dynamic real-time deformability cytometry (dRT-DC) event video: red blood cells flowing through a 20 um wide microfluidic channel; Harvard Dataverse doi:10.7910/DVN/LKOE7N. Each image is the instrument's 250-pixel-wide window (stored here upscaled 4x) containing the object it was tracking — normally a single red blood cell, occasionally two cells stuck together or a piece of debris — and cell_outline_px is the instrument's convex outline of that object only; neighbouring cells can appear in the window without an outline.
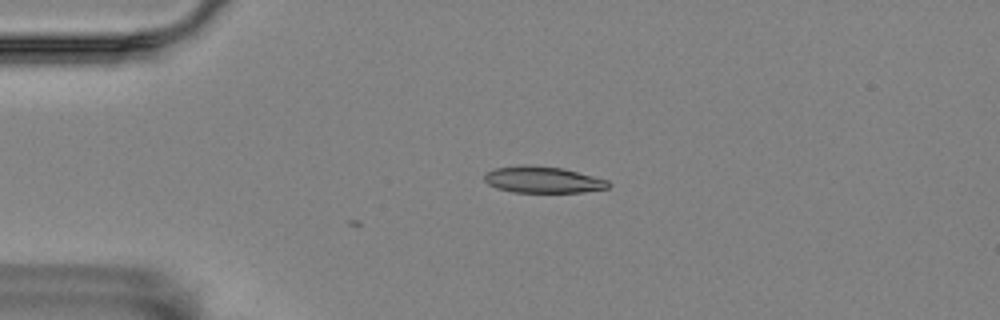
{"species": "Egyptian fruit bat (a non-hibernating species)", "species_latin": "Rousettus aegyptiacus", "temperature_condition": "room temperature", "stored_images_in_passage": 3, "camera_frame_rate_fps": 3000, "um_per_image_px": 0.085, "animal": {"sex": "female"}, "frame": {"image": 1, "passage_image": 3, "time_ms": 0.667, "image_size_px": [1000, 320], "cell_outline_px": [[612, 184], [608, 188], [580, 192], [512, 192], [496, 188], [488, 184], [484, 180], [484, 172], [496, 168], [524, 164], [528, 164], [564, 168], [608, 180]], "centroid_in_image_um": [46.12, 15.26], "position_along_channel_um": 38.9, "area_um2": 19.31}}